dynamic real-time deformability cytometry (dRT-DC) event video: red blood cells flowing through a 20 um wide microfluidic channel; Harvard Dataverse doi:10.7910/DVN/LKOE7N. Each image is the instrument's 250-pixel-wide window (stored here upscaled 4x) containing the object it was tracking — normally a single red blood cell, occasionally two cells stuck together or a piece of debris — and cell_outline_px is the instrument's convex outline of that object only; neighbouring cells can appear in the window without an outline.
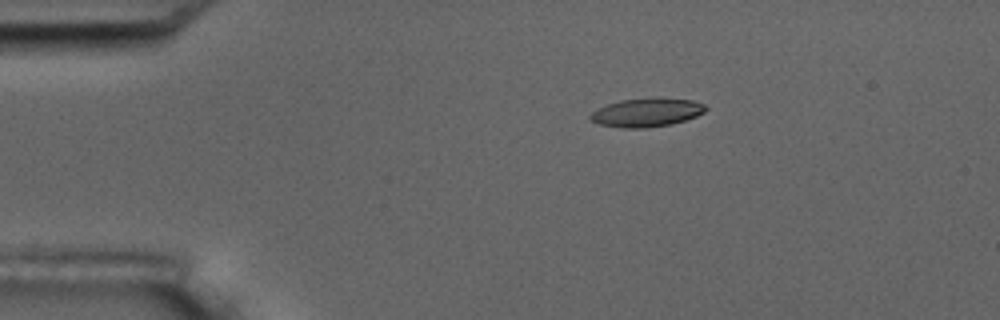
{"species": "common noctule bat (a hibernating species)", "species_latin": "Nyctalus noctula", "temperature_condition": "room temperature", "stored_images_in_passage": 4, "camera_frame_rate_fps": 3000, "um_per_image_px": 0.085, "animal": {"sex": "male", "body_mass_g": 17.5, "forearm_length_mm": 52.3}, "frame": {"image": 1, "passage_image": 1, "time_ms": 0.0, "image_size_px": [1000, 320], "cell_outline_px": [[708, 108], [704, 112], [696, 116], [672, 124], [644, 128], [624, 128], [600, 124], [592, 120], [588, 116], [596, 108], [620, 100], [692, 100], [704, 104]], "centroid_in_image_um": [54.93, 9.6], "position_along_channel_um": 30.1, "area_um2": 18.44}}
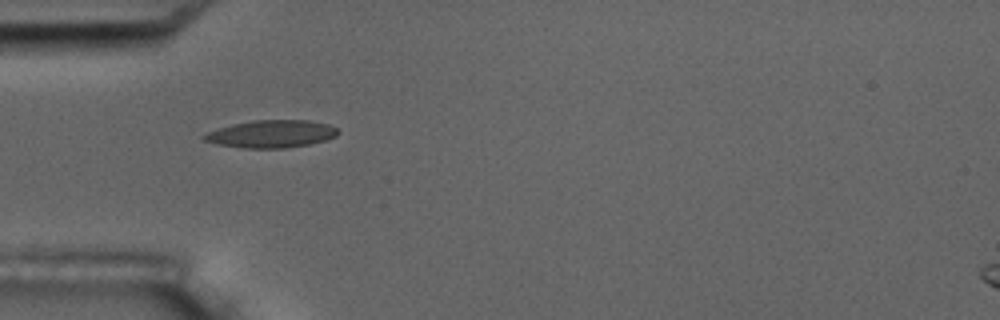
{"frame": {"image": 2, "passage_image": 3, "time_ms": 2.333, "image_size_px": [1000, 320], "cell_outline_px": [[340, 132], [336, 136], [324, 140], [308, 144], [284, 148], [240, 148], [216, 144], [204, 140], [200, 136], [216, 128], [232, 124], [252, 120], [308, 120], [328, 124], [336, 128]], "centroid_in_image_um": [23.02, 11.38], "position_along_channel_um": 62.0, "area_um2": 21.56}}